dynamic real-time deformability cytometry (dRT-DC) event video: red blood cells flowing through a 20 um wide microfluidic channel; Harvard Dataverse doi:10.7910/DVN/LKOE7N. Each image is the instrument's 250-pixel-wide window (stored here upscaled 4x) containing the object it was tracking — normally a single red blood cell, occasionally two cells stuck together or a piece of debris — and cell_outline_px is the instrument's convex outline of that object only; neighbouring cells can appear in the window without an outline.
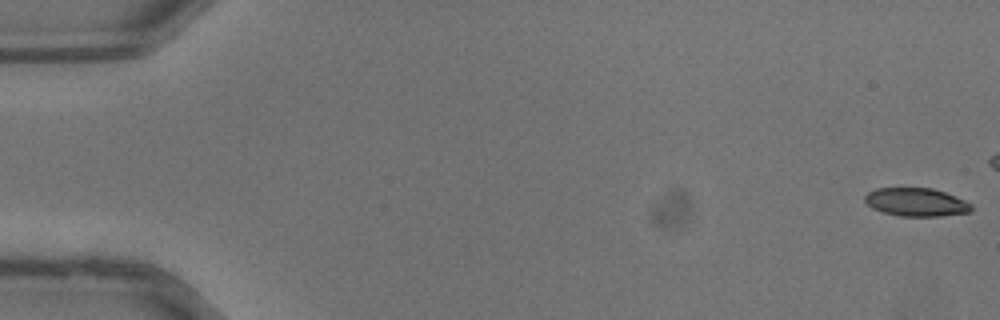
{"species": "common noctule bat (a hibernating species)", "species_latin": "Nyctalus noctula", "temperature_condition": "warm", "stored_images_in_passage": 33, "camera_frame_rate_fps": 3000, "um_per_image_px": 0.085, "animal": {"sex": "male", "body_mass_g": 13.3}, "frame": {"image": 1, "passage_image": 1, "time_ms": 0.0, "image_size_px": [1000, 320], "cell_outline_px": [[972, 212], [940, 216], [900, 216], [884, 212], [872, 208], [864, 200], [864, 196], [868, 192], [876, 188], [932, 188], [944, 192], [964, 200], [972, 204]], "centroid_in_image_um": [77.88, 17.18], "position_along_channel_um": 7.1, "area_um2": 17.51}}
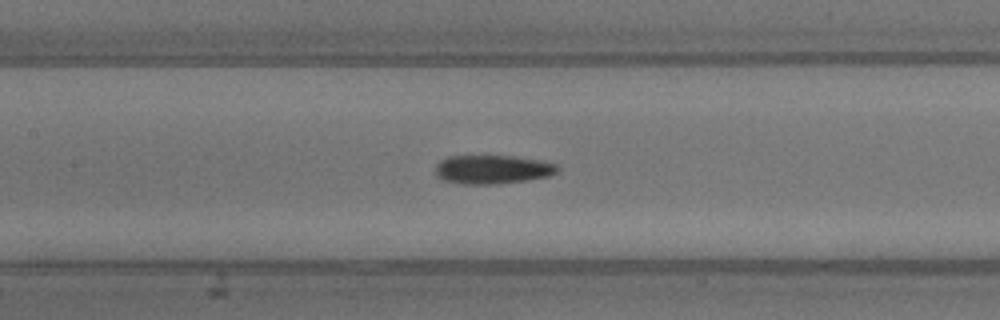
{"frame": {"image": 2, "passage_image": 18, "time_ms": 5.667, "image_size_px": [1000, 320], "cell_outline_px": [[560, 168], [556, 172], [548, 176], [524, 180], [496, 184], [464, 184], [440, 180], [436, 176], [436, 164], [440, 160], [448, 156], [512, 156], [536, 160], [556, 164]], "centroid_in_image_um": [41.79, 14.4], "position_along_channel_um": 165.6, "area_um2": 20.35}}
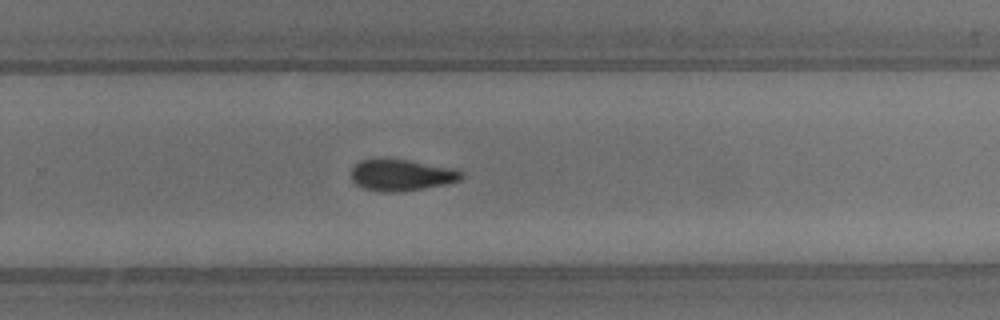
{"frame": {"image": 3, "passage_image": 25, "time_ms": 8.0, "image_size_px": [1000, 320], "cell_outline_px": [[464, 176], [460, 180], [444, 184], [424, 188], [392, 192], [380, 192], [364, 188], [356, 184], [352, 180], [352, 168], [360, 160], [408, 160], [460, 168], [464, 172]], "centroid_in_image_um": [34.2, 14.88], "position_along_channel_um": 295.6, "area_um2": 20.11}}